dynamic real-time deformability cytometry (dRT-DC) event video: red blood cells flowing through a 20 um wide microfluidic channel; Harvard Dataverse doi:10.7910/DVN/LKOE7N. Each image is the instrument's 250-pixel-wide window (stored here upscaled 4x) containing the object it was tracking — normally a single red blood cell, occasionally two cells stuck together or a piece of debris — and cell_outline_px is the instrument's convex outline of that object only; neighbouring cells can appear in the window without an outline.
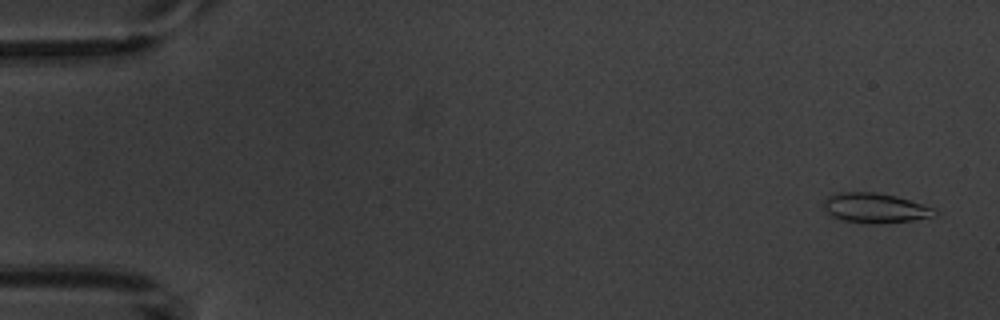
{"species": "common noctule bat (a hibernating species)", "species_latin": "Nyctalus noctula", "temperature_condition": "warm", "stored_images_in_passage": 5, "camera_frame_rate_fps": 3000, "um_per_image_px": 0.085, "animal": {"sex": "male", "body_mass_g": 20.1, "forearm_length_mm": 53.5}, "frame": {"image": 1, "passage_image": 1, "time_ms": 0.0, "image_size_px": [1000, 320], "cell_outline_px": [[940, 212], [936, 216], [912, 220], [868, 224], [844, 220], [832, 216], [824, 208], [824, 200], [828, 196], [840, 192], [876, 192], [896, 196], [932, 208]], "centroid_in_image_um": [74.38, 17.67], "position_along_channel_um": 10.6, "area_um2": 19.02}}
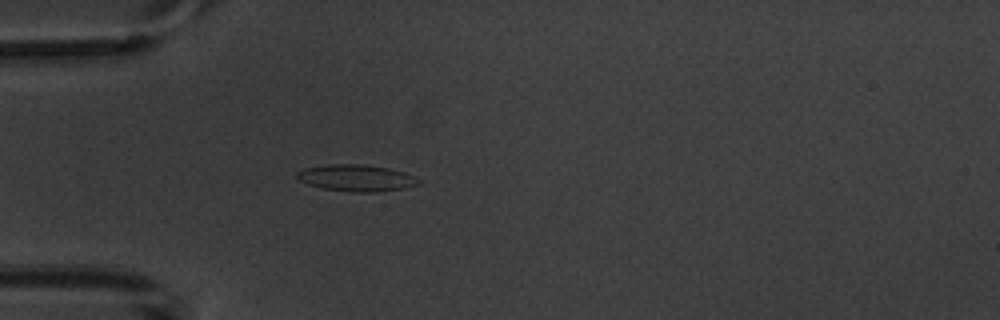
{"frame": {"image": 2, "passage_image": 5, "time_ms": 4.667, "image_size_px": [1000, 320], "cell_outline_px": [[420, 184], [404, 188], [376, 192], [352, 192], [324, 188], [308, 184], [300, 180], [296, 176], [296, 172], [304, 168], [328, 164], [364, 164], [388, 168], [404, 172], [416, 176], [420, 180]], "centroid_in_image_um": [30.31, 15.12], "position_along_channel_um": 54.7, "area_um2": 18.9}}